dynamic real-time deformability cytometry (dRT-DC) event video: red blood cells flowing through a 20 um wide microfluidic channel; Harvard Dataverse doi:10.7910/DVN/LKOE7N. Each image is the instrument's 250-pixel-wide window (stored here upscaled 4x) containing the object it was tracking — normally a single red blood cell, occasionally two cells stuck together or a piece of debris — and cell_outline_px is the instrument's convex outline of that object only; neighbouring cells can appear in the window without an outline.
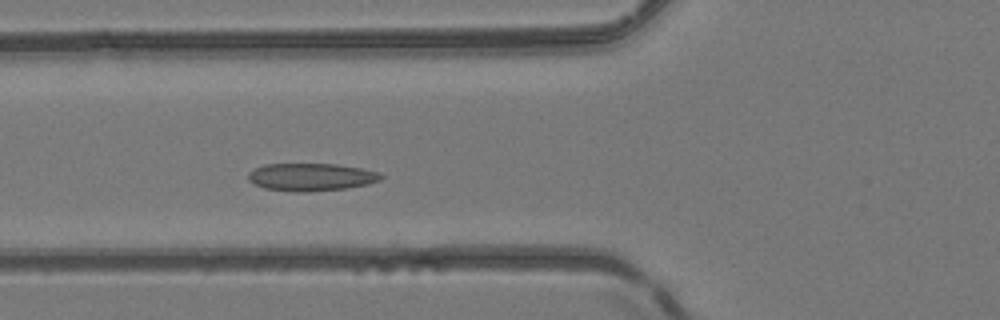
{"species": "common noctule bat (a hibernating species)", "species_latin": "Nyctalus noctula", "temperature_condition": "room temperature", "stored_images_in_passage": 45, "camera_frame_rate_fps": 3000, "um_per_image_px": 0.085, "animal": {"sex": "female", "body_mass_g": 24.6, "forearm_length_mm": 56.2}, "frame": {"image": 1, "passage_image": 14, "time_ms": 4.333, "image_size_px": [1000, 320], "cell_outline_px": [[384, 176], [380, 180], [368, 184], [348, 188], [308, 192], [296, 192], [264, 188], [248, 180], [248, 172], [264, 164], [336, 164], [360, 168], [380, 172]], "centroid_in_image_um": [26.46, 15.05], "position_along_channel_um": 99.3, "area_um2": 21.44}}
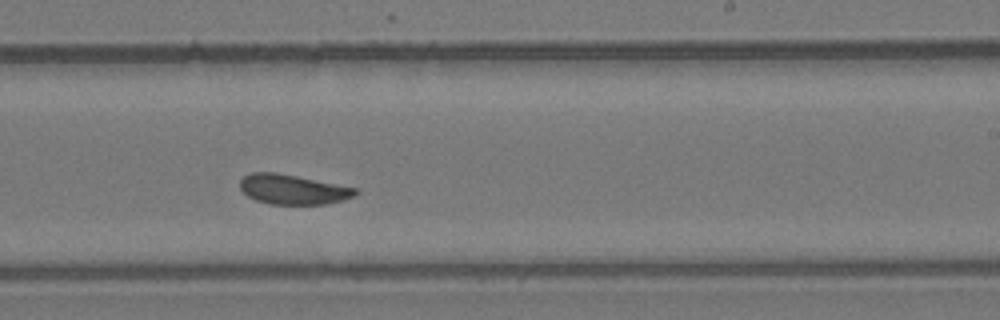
{"frame": {"image": 2, "passage_image": 26, "time_ms": 8.333, "image_size_px": [1000, 320], "cell_outline_px": [[360, 192], [356, 196], [344, 200], [324, 204], [272, 204], [256, 200], [248, 196], [240, 188], [240, 180], [244, 176], [252, 172], [276, 172], [356, 188]], "centroid_in_image_um": [24.91, 16.1], "position_along_channel_um": 264.1, "area_um2": 19.94}}
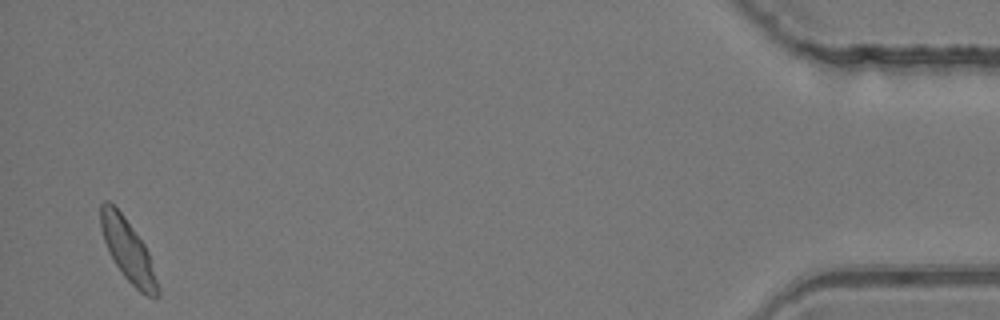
{"frame": {"image": 3, "passage_image": 44, "time_ms": 14.333, "image_size_px": [1000, 320], "cell_outline_px": [[160, 296], [148, 296], [140, 292], [124, 276], [116, 264], [104, 240], [100, 228], [100, 204], [104, 200], [108, 200], [124, 216], [144, 244], [148, 252], [160, 288]], "centroid_in_image_um": [10.88, 21.27], "position_along_channel_um": 424.3, "area_um2": 20.23}, "authors_computed_cell_mechanics": {"area_um2": 20.5768, "velocity_mm_per_s": 4.1091, "shape_relaxation_time_tau1_ms": 5.7772, "shape_relaxation_time_tau2_ms": 2.5378, "deformation_change_tau1": 0.1009, "deformation_change_tau2": 0.0657}}